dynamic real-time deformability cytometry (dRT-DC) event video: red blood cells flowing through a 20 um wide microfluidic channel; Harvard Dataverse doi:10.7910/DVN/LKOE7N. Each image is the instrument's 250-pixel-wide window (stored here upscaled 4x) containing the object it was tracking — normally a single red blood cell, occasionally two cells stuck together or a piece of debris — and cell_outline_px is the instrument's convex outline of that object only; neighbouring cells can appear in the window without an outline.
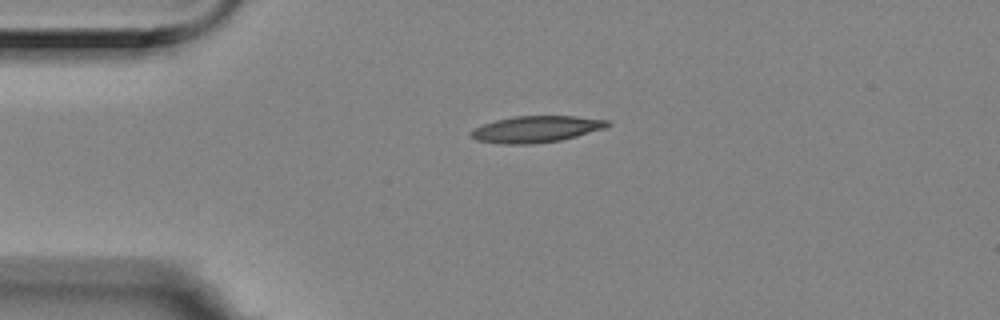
{"species": "Egyptian fruit bat (a non-hibernating species)", "species_latin": "Rousettus aegyptiacus", "temperature_condition": "room temperature", "stored_images_in_passage": 3, "camera_frame_rate_fps": 3000, "um_per_image_px": 0.085, "animal": {"sex": "female"}, "frame": {"image": 1, "passage_image": 1, "time_ms": 0.0, "image_size_px": [1000, 320], "cell_outline_px": [[612, 124], [604, 128], [576, 136], [560, 140], [532, 144], [500, 144], [476, 140], [472, 136], [472, 132], [476, 128], [484, 124], [496, 120], [512, 116], [576, 116], [608, 120]], "centroid_in_image_um": [45.6, 10.97], "position_along_channel_um": 39.4, "area_um2": 20.87}}
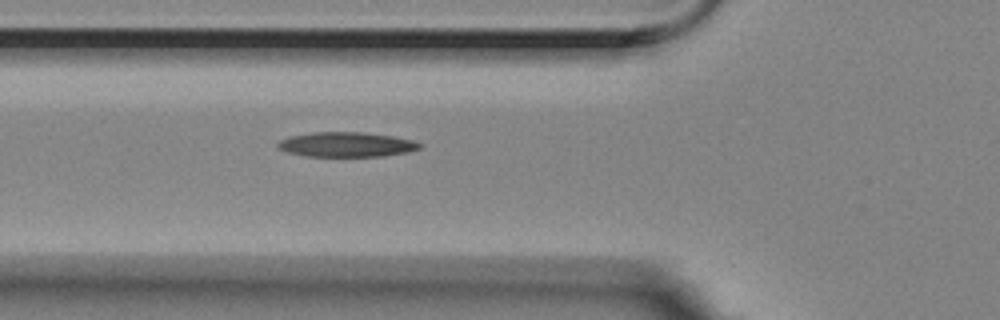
{"frame": {"image": 2, "passage_image": 3, "time_ms": 0.667, "image_size_px": [1000, 320], "cell_outline_px": [[424, 144], [420, 148], [408, 152], [384, 156], [304, 156], [288, 152], [280, 148], [276, 144], [280, 140], [288, 136], [312, 132], [364, 132], [392, 136], [412, 140]], "centroid_in_image_um": [29.46, 12.28], "position_along_channel_um": 96.3, "area_um2": 20.52}}